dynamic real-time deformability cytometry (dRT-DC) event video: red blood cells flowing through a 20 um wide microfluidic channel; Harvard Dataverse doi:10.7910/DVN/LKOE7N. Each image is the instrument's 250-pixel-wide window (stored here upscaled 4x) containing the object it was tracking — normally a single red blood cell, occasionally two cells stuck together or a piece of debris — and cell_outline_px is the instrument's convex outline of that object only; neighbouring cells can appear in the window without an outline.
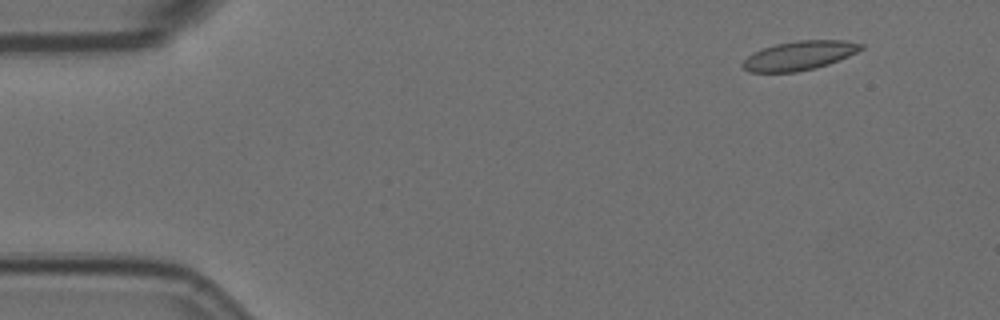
{"species": "Egyptian fruit bat (a non-hibernating species)", "species_latin": "Rousettus aegyptiacus", "temperature_condition": "room temperature", "stored_images_in_passage": 11, "camera_frame_rate_fps": 3000, "um_per_image_px": 0.085, "animal": {"sex": "female"}, "frame": {"image": 1, "passage_image": 2, "time_ms": 0.333, "image_size_px": [1000, 320], "cell_outline_px": [[864, 48], [848, 56], [828, 64], [816, 68], [796, 72], [748, 72], [740, 64], [752, 52], [776, 44], [796, 40], [844, 40], [864, 44]], "centroid_in_image_um": [67.93, 4.72], "position_along_channel_um": 17.1, "area_um2": 20.06}}
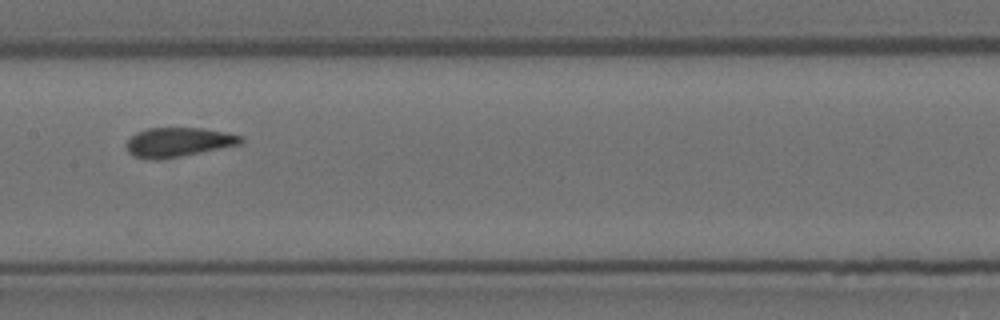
{"frame": {"image": 2, "passage_image": 8, "time_ms": 2.333, "image_size_px": [1000, 320], "cell_outline_px": [[244, 140], [240, 144], [180, 156], [156, 160], [152, 160], [132, 156], [128, 152], [124, 144], [136, 132], [148, 128], [200, 128], [228, 132], [244, 136]], "centroid_in_image_um": [15.13, 12.08], "position_along_channel_um": 192.3, "area_um2": 19.59}}
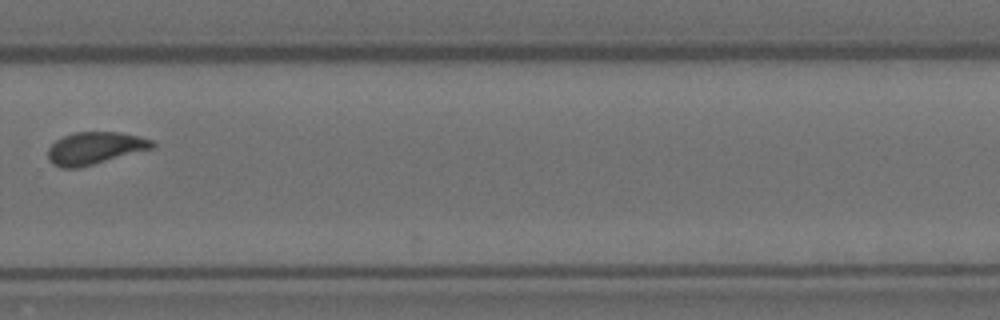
{"frame": {"image": 3, "passage_image": 11, "time_ms": 3.333, "image_size_px": [1000, 320], "cell_outline_px": [[156, 148], [80, 168], [60, 168], [52, 164], [48, 160], [48, 148], [56, 140], [64, 136], [76, 132], [120, 132], [152, 140], [156, 144]], "centroid_in_image_um": [8.08, 12.61], "position_along_channel_um": 321.7, "area_um2": 19.88}}